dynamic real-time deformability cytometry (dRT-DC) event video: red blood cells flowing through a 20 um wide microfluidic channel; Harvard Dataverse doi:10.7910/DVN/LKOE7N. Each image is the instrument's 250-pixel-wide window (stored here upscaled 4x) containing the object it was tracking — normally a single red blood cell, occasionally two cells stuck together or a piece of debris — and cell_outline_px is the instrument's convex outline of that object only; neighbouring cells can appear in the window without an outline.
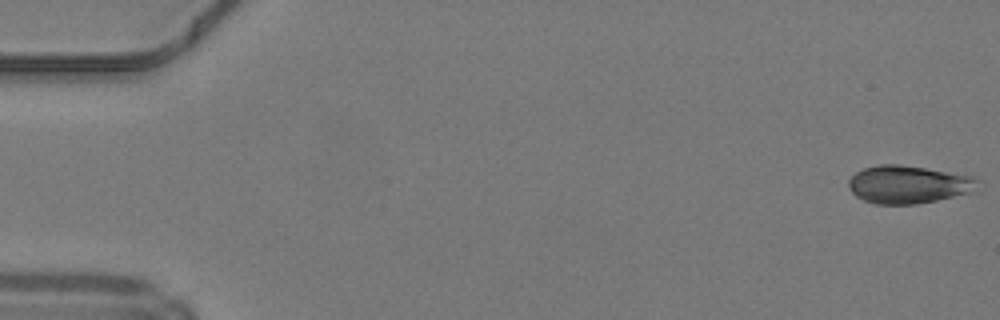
{"species": "common noctule bat (a hibernating species)", "species_latin": "Nyctalus noctula", "temperature_condition": "warm", "stored_images_in_passage": 49, "camera_frame_rate_fps": 3000, "um_per_image_px": 0.085, "animal": {"sex": "male", "body_mass_g": 19.2, "forearm_length_mm": 51.8}, "frame": {"image": 1, "passage_image": 1, "time_ms": 0.0, "image_size_px": [1000, 320], "cell_outline_px": [[980, 180], [968, 192], [936, 200], [916, 204], [876, 204], [864, 200], [856, 196], [848, 188], [848, 180], [856, 172], [864, 168], [880, 164], [900, 164], [976, 176]], "centroid_in_image_um": [77.15, 15.66], "position_along_channel_um": 7.8, "area_um2": 28.26}}
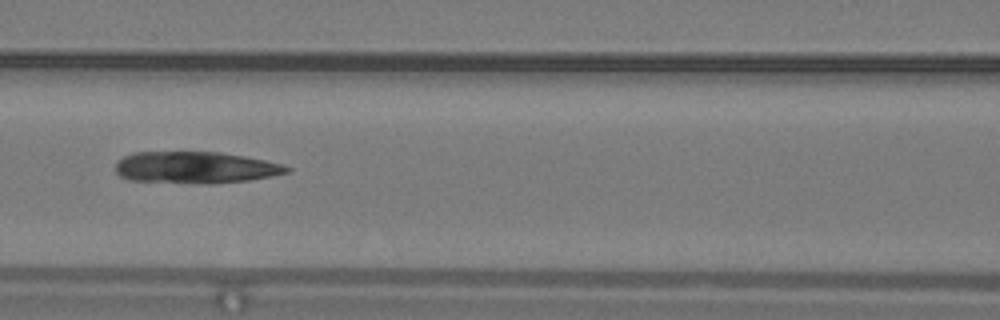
{"frame": {"image": 2, "passage_image": 22, "time_ms": 7.0, "image_size_px": [1000, 320], "cell_outline_px": [[292, 168], [288, 172], [272, 176], [248, 180], [128, 180], [120, 176], [116, 172], [116, 160], [124, 156], [136, 152], [220, 152], [244, 156], [284, 164]], "centroid_in_image_um": [16.61, 14.17], "position_along_channel_um": 150.0, "area_um2": 30.0}}
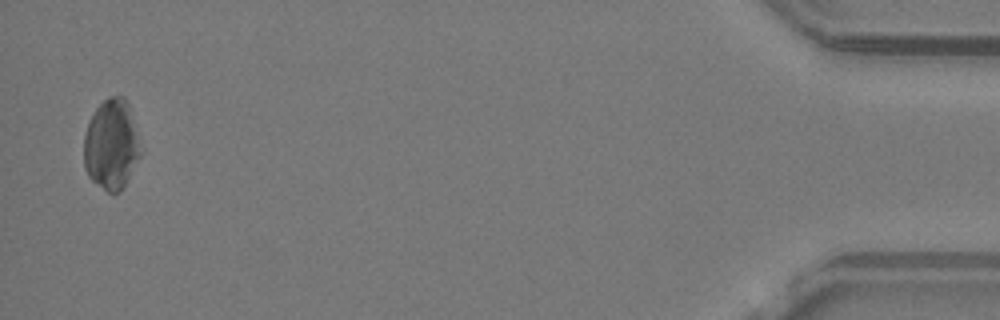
{"frame": {"image": 3, "passage_image": 48, "time_ms": 15.667, "image_size_px": [1000, 320], "cell_outline_px": [[140, 156], [120, 192], [108, 192], [92, 180], [88, 176], [84, 168], [84, 136], [88, 120], [96, 108], [108, 96], [124, 96], [128, 104], [140, 152]], "centroid_in_image_um": [9.41, 12.29], "position_along_channel_um": 425.8, "area_um2": 29.19}}